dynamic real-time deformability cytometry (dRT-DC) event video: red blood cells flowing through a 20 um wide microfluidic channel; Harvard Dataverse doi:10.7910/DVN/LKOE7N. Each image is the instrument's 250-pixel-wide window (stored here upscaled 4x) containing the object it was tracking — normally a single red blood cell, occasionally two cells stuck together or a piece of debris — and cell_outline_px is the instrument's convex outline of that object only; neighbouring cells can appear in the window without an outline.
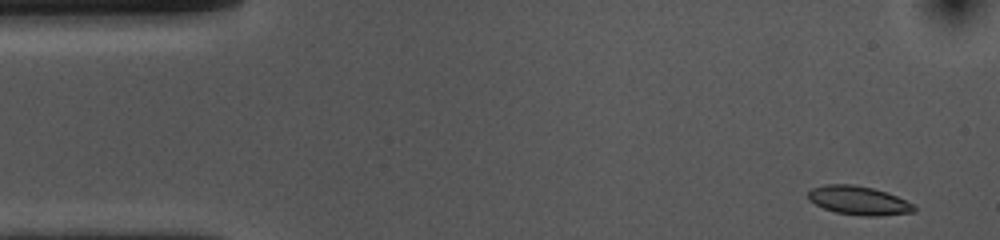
{"species": "common noctule bat (a hibernating species)", "species_latin": "Nyctalus noctula", "temperature_condition": "cold", "stored_images_in_passage": 52, "camera_frame_rate_fps": 3000, "um_per_image_px": 0.085, "animal": {"sex": "female", "body_mass_g": 10.0, "forearm_length_mm": 53.1}, "frame": {"image": 1, "passage_image": 1, "time_ms": 0.0, "image_size_px": [1000, 240], "cell_outline_px": [[916, 212], [880, 216], [864, 216], [836, 212], [824, 208], [808, 200], [808, 192], [812, 188], [824, 184], [852, 184], [872, 188], [896, 196], [916, 204]], "centroid_in_image_um": [73.01, 17.05], "position_along_channel_um": 12.0, "area_um2": 17.8}}
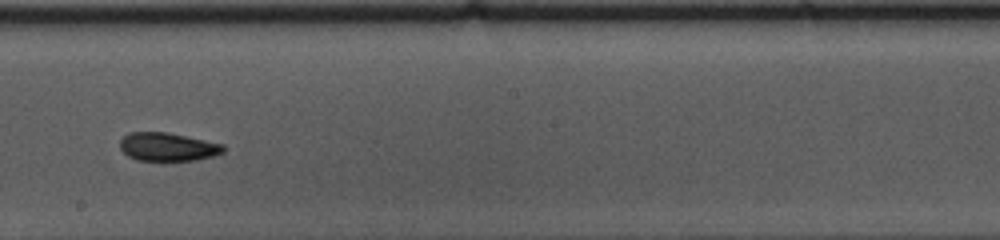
{"frame": {"image": 2, "passage_image": 27, "time_ms": 8.667, "image_size_px": [1000, 240], "cell_outline_px": [[224, 152], [216, 156], [196, 160], [136, 160], [128, 156], [120, 148], [120, 140], [128, 132], [168, 132], [224, 144]], "centroid_in_image_um": [14.27, 12.48], "position_along_channel_um": 233.9, "area_um2": 17.17}}
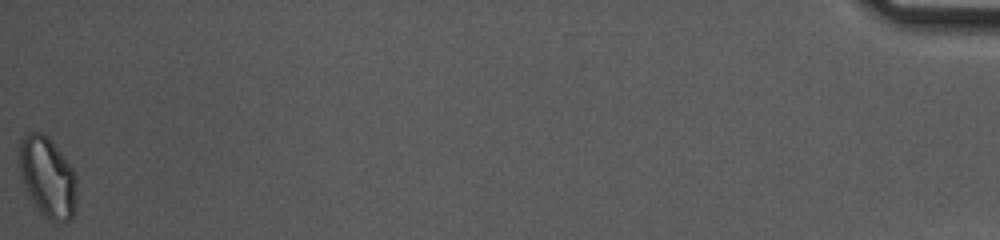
{"frame": {"image": 3, "passage_image": 52, "time_ms": 17.0, "image_size_px": [1000, 240], "cell_outline_px": [[76, 208], [72, 216], [68, 220], [48, 220], [40, 212], [32, 200], [24, 184], [20, 172], [20, 136], [28, 132], [40, 132], [48, 136], [76, 172]], "centroid_in_image_um": [4.06, 15.02], "position_along_channel_um": 431.1, "area_um2": 26.76}, "authors_computed_cell_mechanics": {"area_um2": 18.0336, "velocity_mm_per_s": 3.6301, "shape_relaxation_time_tau1_ms": 6.284, "shape_relaxation_time_tau2_ms": 4.1188, "deformation_change_tau1": 0.1356, "deformation_change_tau2": 0.085}}